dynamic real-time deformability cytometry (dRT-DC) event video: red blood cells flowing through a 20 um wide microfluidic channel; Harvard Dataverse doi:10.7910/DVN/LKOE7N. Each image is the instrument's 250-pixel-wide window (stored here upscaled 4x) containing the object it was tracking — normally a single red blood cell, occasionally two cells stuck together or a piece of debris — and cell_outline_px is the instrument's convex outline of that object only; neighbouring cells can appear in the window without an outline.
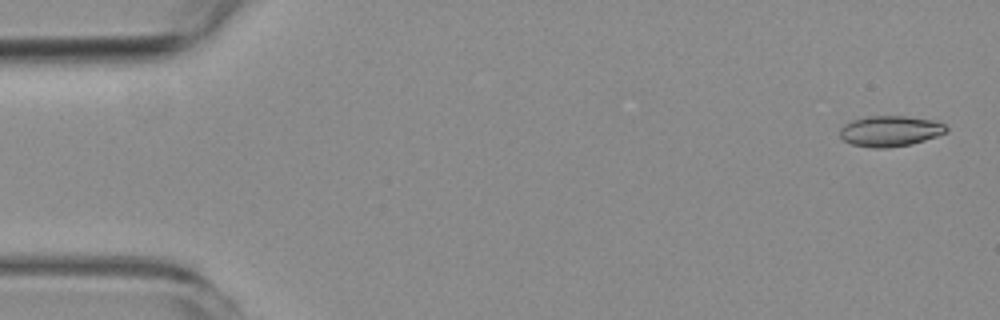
{"species": "common noctule bat (a hibernating species)", "species_latin": "Nyctalus noctula", "temperature_condition": "room temperature", "stored_images_in_passage": 6, "camera_frame_rate_fps": 3000, "um_per_image_px": 0.085, "animal": {"sex": "female", "body_mass_g": 19.3, "forearm_length_mm": 54.1}, "frame": {"image": 1, "passage_image": 1, "time_ms": 0.0, "image_size_px": [1000, 320], "cell_outline_px": [[948, 132], [912, 144], [888, 148], [872, 148], [852, 144], [844, 140], [840, 136], [840, 128], [844, 124], [852, 120], [868, 116], [904, 116], [936, 120], [944, 124], [948, 128]], "centroid_in_image_um": [75.67, 11.14], "position_along_channel_um": 9.3, "area_um2": 19.13}}